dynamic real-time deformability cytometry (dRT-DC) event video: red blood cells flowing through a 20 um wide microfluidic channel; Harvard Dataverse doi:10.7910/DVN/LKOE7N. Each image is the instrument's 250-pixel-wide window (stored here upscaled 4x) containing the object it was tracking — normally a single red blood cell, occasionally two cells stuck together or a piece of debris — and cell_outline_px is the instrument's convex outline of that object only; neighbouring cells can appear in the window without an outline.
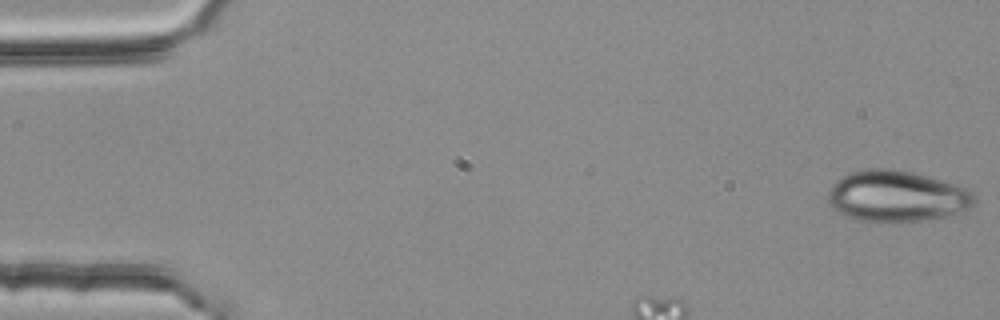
{"species": "common noctule bat (a hibernating species)", "species_latin": "Nyctalus noctula", "temperature_condition": "room temperature", "stored_images_in_passage": 10, "camera_frame_rate_fps": 3000, "um_per_image_px": 0.085, "animal": {"sex": "female", "body_mass_g": 25.1}, "frame": {"image": 1, "passage_image": 1, "time_ms": 0.0, "image_size_px": [1000, 320], "cell_outline_px": [[976, 204], [968, 208], [944, 216], [920, 220], [856, 220], [832, 208], [828, 204], [828, 192], [836, 180], [852, 172], [864, 168], [888, 168], [912, 172], [968, 188], [976, 192]], "centroid_in_image_um": [76.23, 16.64], "position_along_channel_um": 8.8, "area_um2": 43.0}}